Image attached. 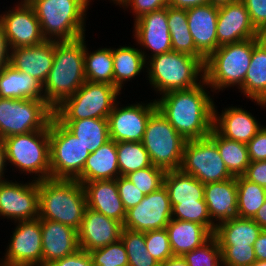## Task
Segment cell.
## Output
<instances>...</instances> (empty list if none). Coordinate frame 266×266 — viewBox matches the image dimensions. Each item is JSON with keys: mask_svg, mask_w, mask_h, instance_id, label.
Here are the masks:
<instances>
[{"mask_svg": "<svg viewBox=\"0 0 266 266\" xmlns=\"http://www.w3.org/2000/svg\"><path fill=\"white\" fill-rule=\"evenodd\" d=\"M214 97L204 80L196 87L170 91L154 99L157 109L172 127L185 140H192L208 137L211 133L217 101Z\"/></svg>", "mask_w": 266, "mask_h": 266, "instance_id": "1", "label": "cell"}, {"mask_svg": "<svg viewBox=\"0 0 266 266\" xmlns=\"http://www.w3.org/2000/svg\"><path fill=\"white\" fill-rule=\"evenodd\" d=\"M87 36L55 41L52 68L43 83L44 100L55 109L85 82L84 48Z\"/></svg>", "mask_w": 266, "mask_h": 266, "instance_id": "2", "label": "cell"}, {"mask_svg": "<svg viewBox=\"0 0 266 266\" xmlns=\"http://www.w3.org/2000/svg\"><path fill=\"white\" fill-rule=\"evenodd\" d=\"M39 219L79 230L87 208L83 185L75 179L48 178L38 181Z\"/></svg>", "mask_w": 266, "mask_h": 266, "instance_id": "3", "label": "cell"}, {"mask_svg": "<svg viewBox=\"0 0 266 266\" xmlns=\"http://www.w3.org/2000/svg\"><path fill=\"white\" fill-rule=\"evenodd\" d=\"M146 80L154 95L196 87L205 80L204 62L176 51L155 55L147 60Z\"/></svg>", "mask_w": 266, "mask_h": 266, "instance_id": "4", "label": "cell"}, {"mask_svg": "<svg viewBox=\"0 0 266 266\" xmlns=\"http://www.w3.org/2000/svg\"><path fill=\"white\" fill-rule=\"evenodd\" d=\"M27 1L35 11L46 40H74L86 35L87 14L94 0Z\"/></svg>", "mask_w": 266, "mask_h": 266, "instance_id": "5", "label": "cell"}, {"mask_svg": "<svg viewBox=\"0 0 266 266\" xmlns=\"http://www.w3.org/2000/svg\"><path fill=\"white\" fill-rule=\"evenodd\" d=\"M261 38L222 45L206 59L205 81L215 96L230 88L237 91L243 85L253 47Z\"/></svg>", "mask_w": 266, "mask_h": 266, "instance_id": "6", "label": "cell"}, {"mask_svg": "<svg viewBox=\"0 0 266 266\" xmlns=\"http://www.w3.org/2000/svg\"><path fill=\"white\" fill-rule=\"evenodd\" d=\"M8 168L24 178L40 181L50 178L49 125L43 130L8 136L2 139ZM16 170V171H15ZM31 177H30V176Z\"/></svg>", "mask_w": 266, "mask_h": 266, "instance_id": "7", "label": "cell"}, {"mask_svg": "<svg viewBox=\"0 0 266 266\" xmlns=\"http://www.w3.org/2000/svg\"><path fill=\"white\" fill-rule=\"evenodd\" d=\"M114 85L86 81L72 96L54 109L58 120L108 118L115 104L123 99Z\"/></svg>", "mask_w": 266, "mask_h": 266, "instance_id": "8", "label": "cell"}, {"mask_svg": "<svg viewBox=\"0 0 266 266\" xmlns=\"http://www.w3.org/2000/svg\"><path fill=\"white\" fill-rule=\"evenodd\" d=\"M53 116L44 99L0 98V139L43 130Z\"/></svg>", "mask_w": 266, "mask_h": 266, "instance_id": "9", "label": "cell"}, {"mask_svg": "<svg viewBox=\"0 0 266 266\" xmlns=\"http://www.w3.org/2000/svg\"><path fill=\"white\" fill-rule=\"evenodd\" d=\"M185 142L158 109L151 114L142 144L152 165L165 171L179 170Z\"/></svg>", "mask_w": 266, "mask_h": 266, "instance_id": "10", "label": "cell"}, {"mask_svg": "<svg viewBox=\"0 0 266 266\" xmlns=\"http://www.w3.org/2000/svg\"><path fill=\"white\" fill-rule=\"evenodd\" d=\"M50 178L76 179L90 152L55 116L49 123Z\"/></svg>", "mask_w": 266, "mask_h": 266, "instance_id": "11", "label": "cell"}, {"mask_svg": "<svg viewBox=\"0 0 266 266\" xmlns=\"http://www.w3.org/2000/svg\"><path fill=\"white\" fill-rule=\"evenodd\" d=\"M179 170L204 185L233 178L216 144L209 137L186 140Z\"/></svg>", "mask_w": 266, "mask_h": 266, "instance_id": "12", "label": "cell"}, {"mask_svg": "<svg viewBox=\"0 0 266 266\" xmlns=\"http://www.w3.org/2000/svg\"><path fill=\"white\" fill-rule=\"evenodd\" d=\"M0 266H42L41 220L13 222Z\"/></svg>", "mask_w": 266, "mask_h": 266, "instance_id": "13", "label": "cell"}, {"mask_svg": "<svg viewBox=\"0 0 266 266\" xmlns=\"http://www.w3.org/2000/svg\"><path fill=\"white\" fill-rule=\"evenodd\" d=\"M132 102L118 101L107 118L109 137L115 142H142L148 120L157 109L155 99Z\"/></svg>", "mask_w": 266, "mask_h": 266, "instance_id": "14", "label": "cell"}, {"mask_svg": "<svg viewBox=\"0 0 266 266\" xmlns=\"http://www.w3.org/2000/svg\"><path fill=\"white\" fill-rule=\"evenodd\" d=\"M12 178L13 180H10ZM0 181V219L8 222L39 218L38 181L10 177Z\"/></svg>", "mask_w": 266, "mask_h": 266, "instance_id": "15", "label": "cell"}, {"mask_svg": "<svg viewBox=\"0 0 266 266\" xmlns=\"http://www.w3.org/2000/svg\"><path fill=\"white\" fill-rule=\"evenodd\" d=\"M13 4L3 12L0 11V23L10 49L36 46L46 41L35 11L28 1L18 0Z\"/></svg>", "mask_w": 266, "mask_h": 266, "instance_id": "16", "label": "cell"}, {"mask_svg": "<svg viewBox=\"0 0 266 266\" xmlns=\"http://www.w3.org/2000/svg\"><path fill=\"white\" fill-rule=\"evenodd\" d=\"M172 219V207L167 188L163 185L158 190L144 196L136 206L126 211L123 228L146 232L166 228Z\"/></svg>", "mask_w": 266, "mask_h": 266, "instance_id": "17", "label": "cell"}, {"mask_svg": "<svg viewBox=\"0 0 266 266\" xmlns=\"http://www.w3.org/2000/svg\"><path fill=\"white\" fill-rule=\"evenodd\" d=\"M132 36L145 60L172 51L168 7L144 14L133 21Z\"/></svg>", "mask_w": 266, "mask_h": 266, "instance_id": "18", "label": "cell"}, {"mask_svg": "<svg viewBox=\"0 0 266 266\" xmlns=\"http://www.w3.org/2000/svg\"><path fill=\"white\" fill-rule=\"evenodd\" d=\"M229 105L223 106L220 113L219 106L214 103L213 128L225 138L247 144L264 125L257 119L258 115L254 116L243 105Z\"/></svg>", "mask_w": 266, "mask_h": 266, "instance_id": "19", "label": "cell"}, {"mask_svg": "<svg viewBox=\"0 0 266 266\" xmlns=\"http://www.w3.org/2000/svg\"><path fill=\"white\" fill-rule=\"evenodd\" d=\"M216 35L219 46L264 36L253 26L241 0L218 7Z\"/></svg>", "mask_w": 266, "mask_h": 266, "instance_id": "20", "label": "cell"}, {"mask_svg": "<svg viewBox=\"0 0 266 266\" xmlns=\"http://www.w3.org/2000/svg\"><path fill=\"white\" fill-rule=\"evenodd\" d=\"M122 230V223L86 208L77 231L80 249L89 252L114 243L120 240Z\"/></svg>", "mask_w": 266, "mask_h": 266, "instance_id": "21", "label": "cell"}, {"mask_svg": "<svg viewBox=\"0 0 266 266\" xmlns=\"http://www.w3.org/2000/svg\"><path fill=\"white\" fill-rule=\"evenodd\" d=\"M42 266L72 255L80 249L78 232L63 223L41 220Z\"/></svg>", "mask_w": 266, "mask_h": 266, "instance_id": "22", "label": "cell"}, {"mask_svg": "<svg viewBox=\"0 0 266 266\" xmlns=\"http://www.w3.org/2000/svg\"><path fill=\"white\" fill-rule=\"evenodd\" d=\"M186 11L189 30L196 50L207 59L220 47L216 35L218 7L207 4Z\"/></svg>", "mask_w": 266, "mask_h": 266, "instance_id": "23", "label": "cell"}, {"mask_svg": "<svg viewBox=\"0 0 266 266\" xmlns=\"http://www.w3.org/2000/svg\"><path fill=\"white\" fill-rule=\"evenodd\" d=\"M54 51L55 40H46L36 46L13 48L10 65L43 84L53 65Z\"/></svg>", "mask_w": 266, "mask_h": 266, "instance_id": "24", "label": "cell"}, {"mask_svg": "<svg viewBox=\"0 0 266 266\" xmlns=\"http://www.w3.org/2000/svg\"><path fill=\"white\" fill-rule=\"evenodd\" d=\"M81 184L85 191L87 208L123 224L126 210L118 193L116 179Z\"/></svg>", "mask_w": 266, "mask_h": 266, "instance_id": "25", "label": "cell"}, {"mask_svg": "<svg viewBox=\"0 0 266 266\" xmlns=\"http://www.w3.org/2000/svg\"><path fill=\"white\" fill-rule=\"evenodd\" d=\"M204 201L211 220L217 225L237 217L236 177L204 185Z\"/></svg>", "mask_w": 266, "mask_h": 266, "instance_id": "26", "label": "cell"}, {"mask_svg": "<svg viewBox=\"0 0 266 266\" xmlns=\"http://www.w3.org/2000/svg\"><path fill=\"white\" fill-rule=\"evenodd\" d=\"M239 92L243 98L251 100L254 105L260 106L261 110H266V36L253 47L251 63L237 93Z\"/></svg>", "mask_w": 266, "mask_h": 266, "instance_id": "27", "label": "cell"}, {"mask_svg": "<svg viewBox=\"0 0 266 266\" xmlns=\"http://www.w3.org/2000/svg\"><path fill=\"white\" fill-rule=\"evenodd\" d=\"M120 176L116 142L109 140L86 159L82 173L75 179L80 183L112 180Z\"/></svg>", "mask_w": 266, "mask_h": 266, "instance_id": "28", "label": "cell"}, {"mask_svg": "<svg viewBox=\"0 0 266 266\" xmlns=\"http://www.w3.org/2000/svg\"><path fill=\"white\" fill-rule=\"evenodd\" d=\"M135 46L125 44L112 47L114 86L124 93L125 84L136 80L140 74L144 73L146 79L147 61L137 44Z\"/></svg>", "mask_w": 266, "mask_h": 266, "instance_id": "29", "label": "cell"}, {"mask_svg": "<svg viewBox=\"0 0 266 266\" xmlns=\"http://www.w3.org/2000/svg\"><path fill=\"white\" fill-rule=\"evenodd\" d=\"M166 230L174 256H183L200 247L213 236L205 226L185 220L171 219L166 225Z\"/></svg>", "mask_w": 266, "mask_h": 266, "instance_id": "30", "label": "cell"}, {"mask_svg": "<svg viewBox=\"0 0 266 266\" xmlns=\"http://www.w3.org/2000/svg\"><path fill=\"white\" fill-rule=\"evenodd\" d=\"M0 98L44 99L43 84L8 64L0 70Z\"/></svg>", "mask_w": 266, "mask_h": 266, "instance_id": "31", "label": "cell"}, {"mask_svg": "<svg viewBox=\"0 0 266 266\" xmlns=\"http://www.w3.org/2000/svg\"><path fill=\"white\" fill-rule=\"evenodd\" d=\"M164 186L167 188L172 208L182 203H206L204 184L180 170L166 171Z\"/></svg>", "mask_w": 266, "mask_h": 266, "instance_id": "32", "label": "cell"}, {"mask_svg": "<svg viewBox=\"0 0 266 266\" xmlns=\"http://www.w3.org/2000/svg\"><path fill=\"white\" fill-rule=\"evenodd\" d=\"M261 231L253 219L234 217L217 224L213 236L219 245L253 246Z\"/></svg>", "mask_w": 266, "mask_h": 266, "instance_id": "33", "label": "cell"}, {"mask_svg": "<svg viewBox=\"0 0 266 266\" xmlns=\"http://www.w3.org/2000/svg\"><path fill=\"white\" fill-rule=\"evenodd\" d=\"M59 121L77 137L90 153L110 140L107 118Z\"/></svg>", "mask_w": 266, "mask_h": 266, "instance_id": "34", "label": "cell"}, {"mask_svg": "<svg viewBox=\"0 0 266 266\" xmlns=\"http://www.w3.org/2000/svg\"><path fill=\"white\" fill-rule=\"evenodd\" d=\"M85 41L84 74L86 81L114 85L112 46L88 47ZM109 47V48H108Z\"/></svg>", "mask_w": 266, "mask_h": 266, "instance_id": "35", "label": "cell"}, {"mask_svg": "<svg viewBox=\"0 0 266 266\" xmlns=\"http://www.w3.org/2000/svg\"><path fill=\"white\" fill-rule=\"evenodd\" d=\"M168 28L171 35L172 51L200 58L205 63L206 59L196 50L185 9L168 6Z\"/></svg>", "mask_w": 266, "mask_h": 266, "instance_id": "36", "label": "cell"}, {"mask_svg": "<svg viewBox=\"0 0 266 266\" xmlns=\"http://www.w3.org/2000/svg\"><path fill=\"white\" fill-rule=\"evenodd\" d=\"M208 137L216 144L229 173L242 176L250 163L247 144L225 138L214 128Z\"/></svg>", "mask_w": 266, "mask_h": 266, "instance_id": "37", "label": "cell"}, {"mask_svg": "<svg viewBox=\"0 0 266 266\" xmlns=\"http://www.w3.org/2000/svg\"><path fill=\"white\" fill-rule=\"evenodd\" d=\"M237 217L252 219L266 200V188L248 181L243 176L236 177Z\"/></svg>", "mask_w": 266, "mask_h": 266, "instance_id": "38", "label": "cell"}, {"mask_svg": "<svg viewBox=\"0 0 266 266\" xmlns=\"http://www.w3.org/2000/svg\"><path fill=\"white\" fill-rule=\"evenodd\" d=\"M120 176L152 165L142 142H116Z\"/></svg>", "mask_w": 266, "mask_h": 266, "instance_id": "39", "label": "cell"}, {"mask_svg": "<svg viewBox=\"0 0 266 266\" xmlns=\"http://www.w3.org/2000/svg\"><path fill=\"white\" fill-rule=\"evenodd\" d=\"M126 248L128 266H160L147 251L145 233L123 228L120 238Z\"/></svg>", "mask_w": 266, "mask_h": 266, "instance_id": "40", "label": "cell"}, {"mask_svg": "<svg viewBox=\"0 0 266 266\" xmlns=\"http://www.w3.org/2000/svg\"><path fill=\"white\" fill-rule=\"evenodd\" d=\"M182 257L188 266H223L221 249L214 236Z\"/></svg>", "mask_w": 266, "mask_h": 266, "instance_id": "41", "label": "cell"}, {"mask_svg": "<svg viewBox=\"0 0 266 266\" xmlns=\"http://www.w3.org/2000/svg\"><path fill=\"white\" fill-rule=\"evenodd\" d=\"M172 219L199 223L212 234L216 228V224L211 220L206 203L176 204L172 208Z\"/></svg>", "mask_w": 266, "mask_h": 266, "instance_id": "42", "label": "cell"}, {"mask_svg": "<svg viewBox=\"0 0 266 266\" xmlns=\"http://www.w3.org/2000/svg\"><path fill=\"white\" fill-rule=\"evenodd\" d=\"M166 171L162 168L151 165L127 174L125 177L130 180L144 195L158 190L164 185Z\"/></svg>", "mask_w": 266, "mask_h": 266, "instance_id": "43", "label": "cell"}, {"mask_svg": "<svg viewBox=\"0 0 266 266\" xmlns=\"http://www.w3.org/2000/svg\"><path fill=\"white\" fill-rule=\"evenodd\" d=\"M93 266H128V256L122 240L89 251Z\"/></svg>", "mask_w": 266, "mask_h": 266, "instance_id": "44", "label": "cell"}, {"mask_svg": "<svg viewBox=\"0 0 266 266\" xmlns=\"http://www.w3.org/2000/svg\"><path fill=\"white\" fill-rule=\"evenodd\" d=\"M144 233L147 251L160 264L174 256L166 228L146 231Z\"/></svg>", "mask_w": 266, "mask_h": 266, "instance_id": "45", "label": "cell"}, {"mask_svg": "<svg viewBox=\"0 0 266 266\" xmlns=\"http://www.w3.org/2000/svg\"><path fill=\"white\" fill-rule=\"evenodd\" d=\"M223 266H251L257 261L253 246L219 245Z\"/></svg>", "mask_w": 266, "mask_h": 266, "instance_id": "46", "label": "cell"}, {"mask_svg": "<svg viewBox=\"0 0 266 266\" xmlns=\"http://www.w3.org/2000/svg\"><path fill=\"white\" fill-rule=\"evenodd\" d=\"M112 4L125 11H130L133 15V21L144 14L160 10L169 6V0H114Z\"/></svg>", "mask_w": 266, "mask_h": 266, "instance_id": "47", "label": "cell"}, {"mask_svg": "<svg viewBox=\"0 0 266 266\" xmlns=\"http://www.w3.org/2000/svg\"><path fill=\"white\" fill-rule=\"evenodd\" d=\"M116 183L119 196L126 211L143 200L145 195L125 176H119L116 179Z\"/></svg>", "mask_w": 266, "mask_h": 266, "instance_id": "48", "label": "cell"}, {"mask_svg": "<svg viewBox=\"0 0 266 266\" xmlns=\"http://www.w3.org/2000/svg\"><path fill=\"white\" fill-rule=\"evenodd\" d=\"M255 29L266 36V0H241Z\"/></svg>", "mask_w": 266, "mask_h": 266, "instance_id": "49", "label": "cell"}, {"mask_svg": "<svg viewBox=\"0 0 266 266\" xmlns=\"http://www.w3.org/2000/svg\"><path fill=\"white\" fill-rule=\"evenodd\" d=\"M250 162L266 161V125L247 143Z\"/></svg>", "mask_w": 266, "mask_h": 266, "instance_id": "50", "label": "cell"}, {"mask_svg": "<svg viewBox=\"0 0 266 266\" xmlns=\"http://www.w3.org/2000/svg\"><path fill=\"white\" fill-rule=\"evenodd\" d=\"M48 266H93L89 252L79 249L72 255L55 260Z\"/></svg>", "mask_w": 266, "mask_h": 266, "instance_id": "51", "label": "cell"}, {"mask_svg": "<svg viewBox=\"0 0 266 266\" xmlns=\"http://www.w3.org/2000/svg\"><path fill=\"white\" fill-rule=\"evenodd\" d=\"M242 176L248 181L266 188V161L250 162Z\"/></svg>", "mask_w": 266, "mask_h": 266, "instance_id": "52", "label": "cell"}, {"mask_svg": "<svg viewBox=\"0 0 266 266\" xmlns=\"http://www.w3.org/2000/svg\"><path fill=\"white\" fill-rule=\"evenodd\" d=\"M11 49L5 35L2 24L0 23V70L10 64Z\"/></svg>", "mask_w": 266, "mask_h": 266, "instance_id": "53", "label": "cell"}, {"mask_svg": "<svg viewBox=\"0 0 266 266\" xmlns=\"http://www.w3.org/2000/svg\"><path fill=\"white\" fill-rule=\"evenodd\" d=\"M253 248L256 259L266 261V229H262Z\"/></svg>", "mask_w": 266, "mask_h": 266, "instance_id": "54", "label": "cell"}, {"mask_svg": "<svg viewBox=\"0 0 266 266\" xmlns=\"http://www.w3.org/2000/svg\"><path fill=\"white\" fill-rule=\"evenodd\" d=\"M210 4V0H169V6L180 9H190L196 6Z\"/></svg>", "mask_w": 266, "mask_h": 266, "instance_id": "55", "label": "cell"}, {"mask_svg": "<svg viewBox=\"0 0 266 266\" xmlns=\"http://www.w3.org/2000/svg\"><path fill=\"white\" fill-rule=\"evenodd\" d=\"M7 167H8V164H7V158H6V150H5L3 141L0 139V181L9 179L7 178L9 177V175H7L6 173L7 172L10 173L11 171Z\"/></svg>", "mask_w": 266, "mask_h": 266, "instance_id": "56", "label": "cell"}, {"mask_svg": "<svg viewBox=\"0 0 266 266\" xmlns=\"http://www.w3.org/2000/svg\"><path fill=\"white\" fill-rule=\"evenodd\" d=\"M262 229H266V200L252 218Z\"/></svg>", "mask_w": 266, "mask_h": 266, "instance_id": "57", "label": "cell"}, {"mask_svg": "<svg viewBox=\"0 0 266 266\" xmlns=\"http://www.w3.org/2000/svg\"><path fill=\"white\" fill-rule=\"evenodd\" d=\"M160 266H188V264L182 256H172L161 263Z\"/></svg>", "mask_w": 266, "mask_h": 266, "instance_id": "58", "label": "cell"}, {"mask_svg": "<svg viewBox=\"0 0 266 266\" xmlns=\"http://www.w3.org/2000/svg\"><path fill=\"white\" fill-rule=\"evenodd\" d=\"M238 0H210V4H212L213 6L216 7H221L224 6L226 4H231L233 2H236Z\"/></svg>", "mask_w": 266, "mask_h": 266, "instance_id": "59", "label": "cell"}, {"mask_svg": "<svg viewBox=\"0 0 266 266\" xmlns=\"http://www.w3.org/2000/svg\"><path fill=\"white\" fill-rule=\"evenodd\" d=\"M251 266H266V261L257 260Z\"/></svg>", "mask_w": 266, "mask_h": 266, "instance_id": "60", "label": "cell"}]
</instances>
